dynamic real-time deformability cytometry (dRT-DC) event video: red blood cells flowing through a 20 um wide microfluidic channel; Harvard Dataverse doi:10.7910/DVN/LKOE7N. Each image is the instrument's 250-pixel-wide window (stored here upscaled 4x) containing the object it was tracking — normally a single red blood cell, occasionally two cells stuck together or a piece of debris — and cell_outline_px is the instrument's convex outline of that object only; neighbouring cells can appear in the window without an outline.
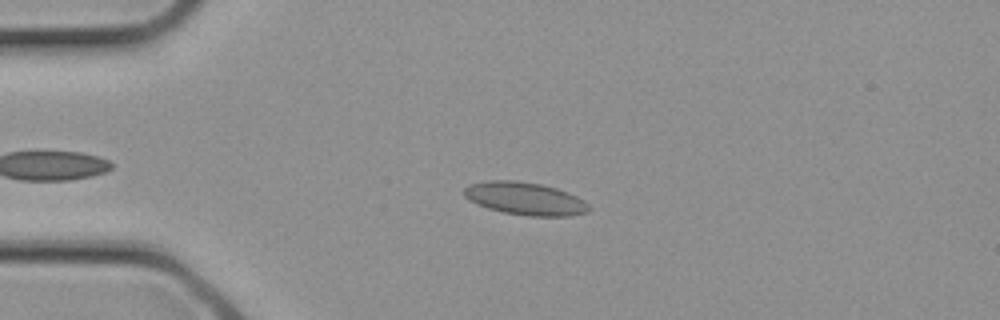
{"species": "common noctule bat (a hibernating species)", "species_latin": "Nyctalus noctula", "temperature_condition": "cold", "stored_images_in_passage": 2, "camera_frame_rate_fps": 3000, "um_per_image_px": 0.085, "animal": {"sex": "female", "body_mass_g": 21.9}, "frame": {"image": 1, "passage_image": 2, "time_ms": 0.333, "image_size_px": [1000, 320], "cell_outline_px": [[592, 208], [588, 212], [568, 216], [528, 216], [504, 212], [488, 208], [464, 196], [464, 188], [468, 184], [488, 180], [512, 180], [540, 184], [556, 188], [568, 192], [584, 200]], "centroid_in_image_um": [44.66, 16.88], "position_along_channel_um": 40.3, "area_um2": 23.7}}